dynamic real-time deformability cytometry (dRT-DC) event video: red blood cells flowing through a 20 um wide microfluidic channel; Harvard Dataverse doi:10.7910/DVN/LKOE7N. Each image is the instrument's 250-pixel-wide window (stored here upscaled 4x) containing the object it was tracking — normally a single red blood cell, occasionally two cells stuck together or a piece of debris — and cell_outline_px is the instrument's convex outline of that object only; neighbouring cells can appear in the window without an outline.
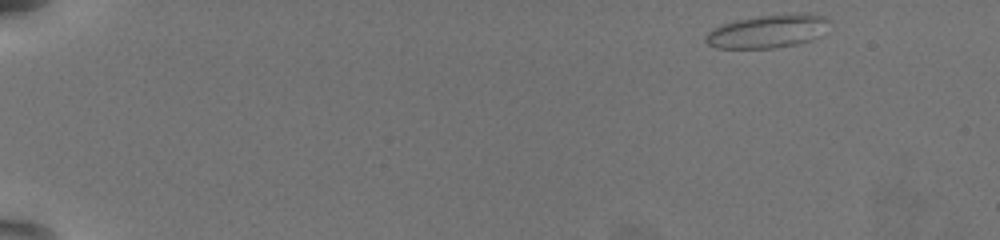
{"species": "common noctule bat (a hibernating species)", "species_latin": "Nyctalus noctula", "temperature_condition": "warm", "stored_images_in_passage": 52, "camera_frame_rate_fps": 3000, "um_per_image_px": 0.085, "animal": {"sex": "female", "body_mass_g": 19.5, "forearm_length_mm": 54.1}, "frame": {"image": 1, "passage_image": 1, "time_ms": 0.0, "image_size_px": [1000, 240], "cell_outline_px": [[828, 20], [820, 36], [812, 40], [796, 44], [772, 48], [716, 48], [708, 44], [704, 40], [704, 36], [712, 28], [724, 24], [740, 20], [760, 16], [800, 12], [808, 12], [824, 16]], "centroid_in_image_um": [65.25, 2.66], "position_along_channel_um": 19.7, "area_um2": 23.81}}
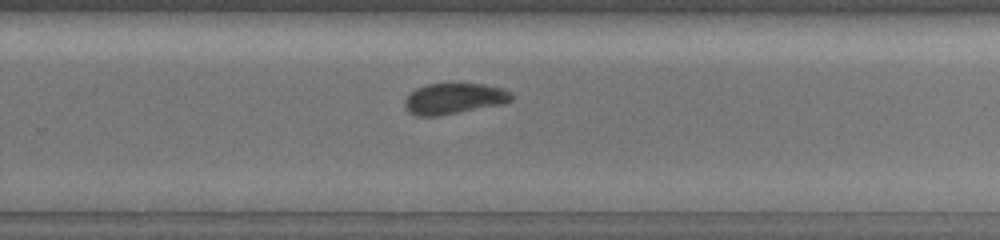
{"frame": {"image": 2, "passage_image": 35, "time_ms": 11.333, "image_size_px": [1000, 240], "cell_outline_px": [[512, 100], [504, 104], [440, 116], [416, 116], [408, 112], [404, 104], [404, 100], [416, 88], [428, 84], [452, 80], [484, 84], [504, 88], [512, 92]], "centroid_in_image_um": [38.62, 8.34], "position_along_channel_um": 291.2, "area_um2": 20.17}}
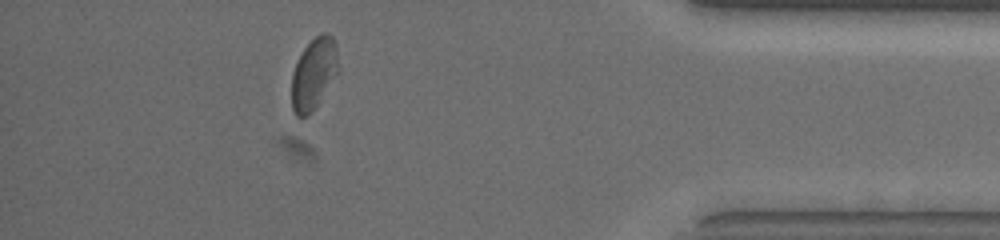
{"frame": {"image": 3, "passage_image": 47, "time_ms": 15.333, "image_size_px": [1000, 240], "cell_outline_px": [[340, 72], [316, 104], [304, 116], [296, 116], [292, 108], [292, 72], [304, 48], [320, 32], [328, 32], [332, 36], [336, 44], [340, 68]], "centroid_in_image_um": [26.71, 6.19], "position_along_channel_um": 408.5, "area_um2": 19.31}, "authors_computed_cell_mechanics": {"area_um2": 20.1433, "velocity_mm_per_s": 3.7547, "shape_relaxation_time_tau1_ms": 7.3847, "shape_relaxation_time_tau2_ms": 1.2971, "deformation_change_tau1": 0.1334, "deformation_change_tau2": 0.0569}}